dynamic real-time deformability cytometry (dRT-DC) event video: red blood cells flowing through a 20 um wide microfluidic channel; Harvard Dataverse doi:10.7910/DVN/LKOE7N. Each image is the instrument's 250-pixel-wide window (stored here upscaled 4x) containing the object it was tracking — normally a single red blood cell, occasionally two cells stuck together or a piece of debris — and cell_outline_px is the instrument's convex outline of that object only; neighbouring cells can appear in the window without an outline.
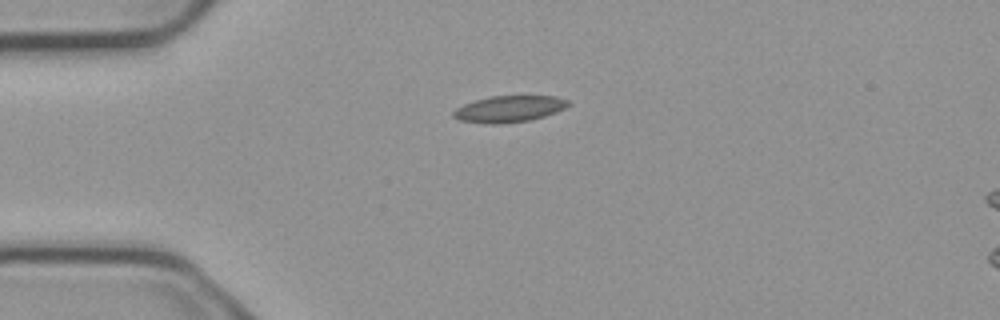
{"species": "common noctule bat (a hibernating species)", "species_latin": "Nyctalus noctula", "temperature_condition": "cold", "stored_images_in_passage": 5, "camera_frame_rate_fps": 3000, "um_per_image_px": 0.085, "animal": {"sex": "male", "body_mass_g": 23.1, "forearm_length_mm": 52.7}, "frame": {"image": 1, "passage_image": 1, "time_ms": 0.0, "image_size_px": [1000, 320], "cell_outline_px": [[572, 104], [556, 112], [544, 116], [528, 120], [500, 124], [492, 124], [460, 120], [452, 116], [452, 112], [456, 108], [464, 104], [476, 100], [492, 96], [556, 96], [568, 100]], "centroid_in_image_um": [43.29, 9.25], "position_along_channel_um": 41.7, "area_um2": 17.57}}
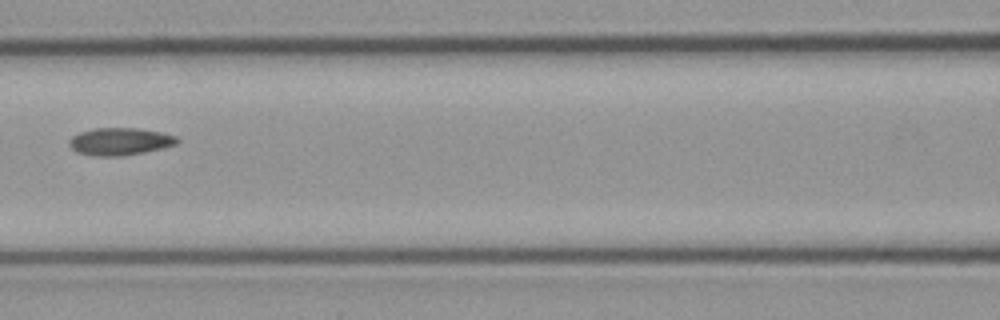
{"frame": {"image": 2, "passage_image": 4, "time_ms": 1.0, "image_size_px": [1000, 320], "cell_outline_px": [[180, 140], [176, 144], [144, 152], [120, 156], [96, 156], [76, 152], [68, 144], [68, 140], [72, 136], [80, 132], [92, 128], [140, 128], [160, 132], [176, 136]], "centroid_in_image_um": [10.16, 12.02], "position_along_channel_um": 156.4, "area_um2": 17.22}}
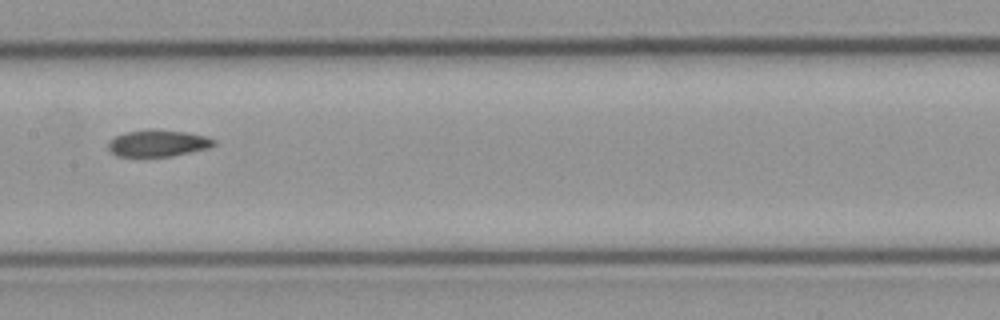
{"frame": {"image": 3, "passage_image": 5, "time_ms": 1.333, "image_size_px": [1000, 320], "cell_outline_px": [[216, 144], [208, 148], [172, 156], [116, 156], [108, 148], [108, 140], [124, 132], [148, 128], [184, 132], [204, 136], [216, 140]], "centroid_in_image_um": [13.39, 12.16], "position_along_channel_um": 194.0, "area_um2": 16.47}}